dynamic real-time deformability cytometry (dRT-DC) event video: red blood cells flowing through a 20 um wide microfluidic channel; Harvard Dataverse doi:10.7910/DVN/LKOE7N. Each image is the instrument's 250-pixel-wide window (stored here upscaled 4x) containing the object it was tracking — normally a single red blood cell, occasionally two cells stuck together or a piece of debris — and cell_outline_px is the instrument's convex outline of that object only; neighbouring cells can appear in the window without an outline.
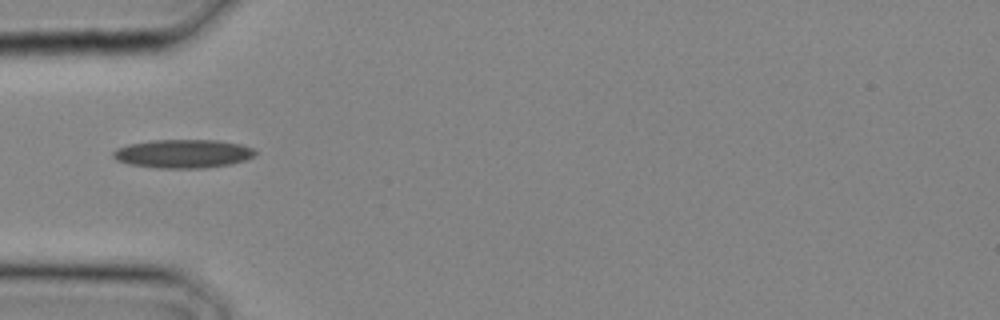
{"species": "common noctule bat (a hibernating species)", "species_latin": "Nyctalus noctula", "temperature_condition": "cold", "stored_images_in_passage": 6, "camera_frame_rate_fps": 3000, "um_per_image_px": 0.085, "animal": {"sex": "male", "body_mass_g": 20.4}, "frame": {"image": 1, "passage_image": 1, "time_ms": 0.0, "image_size_px": [1000, 320], "cell_outline_px": [[256, 156], [244, 160], [228, 164], [204, 168], [156, 168], [128, 164], [116, 160], [112, 156], [112, 152], [116, 148], [128, 144], [152, 140], [216, 140], [240, 144], [252, 148], [256, 152]], "centroid_in_image_um": [15.51, 13.06], "position_along_channel_um": 69.5, "area_um2": 23.7}}
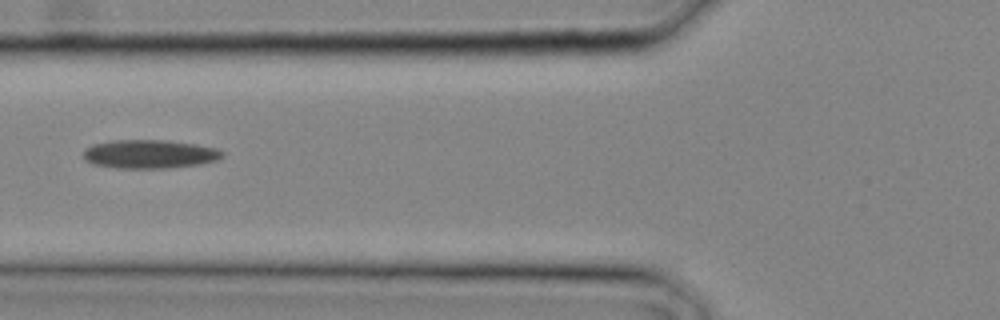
{"frame": {"image": 2, "passage_image": 3, "time_ms": 0.667, "image_size_px": [1000, 320], "cell_outline_px": [[224, 156], [220, 160], [200, 164], [168, 168], [116, 168], [92, 164], [84, 160], [84, 148], [92, 144], [112, 140], [164, 140], [196, 144], [216, 148], [224, 152]], "centroid_in_image_um": [12.71, 13.1], "position_along_channel_um": 113.1, "area_um2": 23.47}}
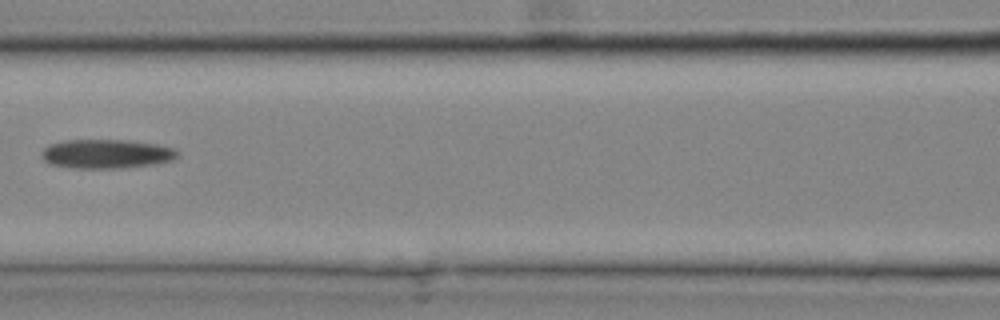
{"frame": {"image": 3, "passage_image": 5, "time_ms": 1.333, "image_size_px": [1000, 320], "cell_outline_px": [[180, 156], [172, 160], [156, 164], [124, 168], [72, 168], [48, 164], [40, 156], [40, 152], [48, 144], [68, 140], [128, 140], [156, 144], [176, 148], [180, 152]], "centroid_in_image_um": [9.06, 13.08], "position_along_channel_um": 157.5, "area_um2": 23.47}}